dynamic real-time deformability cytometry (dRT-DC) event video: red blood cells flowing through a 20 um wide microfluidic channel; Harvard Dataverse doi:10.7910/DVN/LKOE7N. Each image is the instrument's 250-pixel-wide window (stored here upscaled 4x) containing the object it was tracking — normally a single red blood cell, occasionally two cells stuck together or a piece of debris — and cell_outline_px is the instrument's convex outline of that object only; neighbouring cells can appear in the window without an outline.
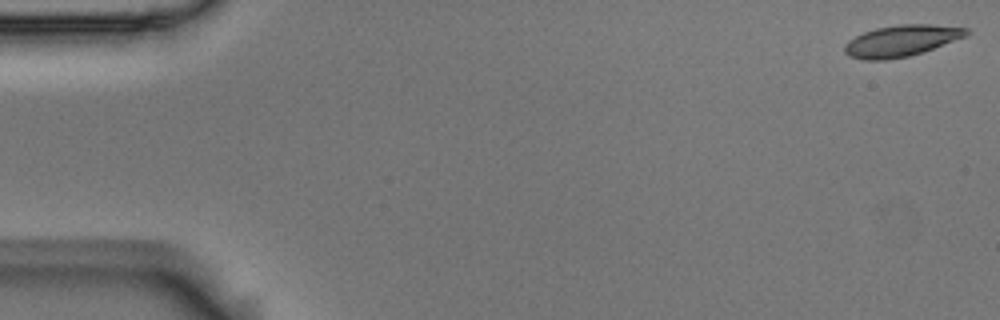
{"species": "Egyptian fruit bat (a non-hibernating species)", "species_latin": "Rousettus aegyptiacus", "temperature_condition": "room temperature", "stored_images_in_passage": 55, "camera_frame_rate_fps": 3000, "um_per_image_px": 0.085, "animal": {"sex": "male"}, "frame": {"image": 1, "passage_image": 1, "time_ms": 0.0, "image_size_px": [1000, 320], "cell_outline_px": [[972, 32], [968, 36], [908, 56], [884, 60], [864, 60], [848, 56], [844, 52], [844, 44], [848, 40], [864, 32], [876, 28], [900, 24], [932, 24], [968, 28]], "centroid_in_image_um": [76.62, 3.46], "position_along_channel_um": 8.4, "area_um2": 22.25}}
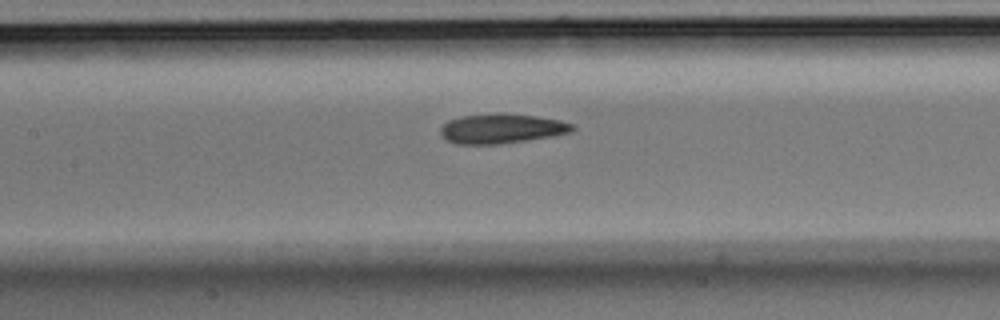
{"frame": {"image": 2, "passage_image": 25, "time_ms": 8.0, "image_size_px": [1000, 320], "cell_outline_px": [[576, 128], [572, 132], [552, 136], [528, 140], [500, 144], [456, 144], [448, 140], [440, 132], [440, 128], [448, 120], [460, 116], [496, 112], [504, 112], [536, 116], [560, 120], [572, 124]], "centroid_in_image_um": [42.65, 10.91], "position_along_channel_um": 164.8, "area_um2": 23.06}}
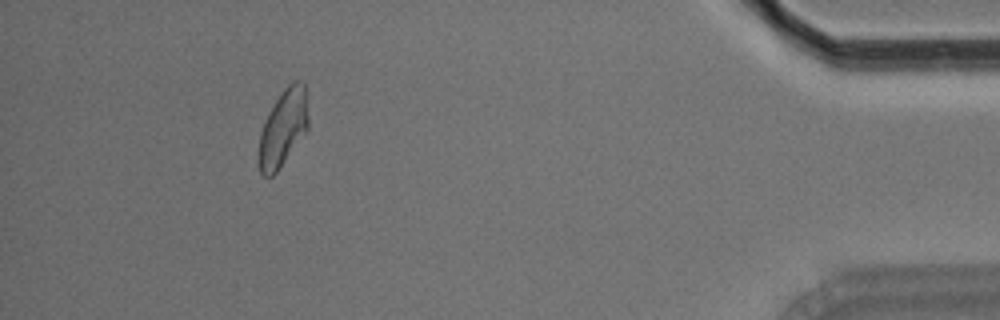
{"frame": {"image": 3, "passage_image": 50, "time_ms": 16.333, "image_size_px": [1000, 320], "cell_outline_px": [[308, 128], [276, 172], [272, 176], [264, 176], [260, 172], [260, 132], [268, 112], [284, 88], [292, 80], [300, 80], [304, 84], [308, 116]], "centroid_in_image_um": [24.07, 10.83], "position_along_channel_um": 411.1, "area_um2": 21.56}, "authors_computed_cell_mechanics": {"area_um2": 22.4842, "velocity_mm_per_s": 3.6637, "shape_relaxation_time_tau1_ms": 4.1732, "shape_relaxation_time_tau2_ms": 2.3884, "deformation_change_tau1": 0.1549, "deformation_change_tau2": 0.0967}}